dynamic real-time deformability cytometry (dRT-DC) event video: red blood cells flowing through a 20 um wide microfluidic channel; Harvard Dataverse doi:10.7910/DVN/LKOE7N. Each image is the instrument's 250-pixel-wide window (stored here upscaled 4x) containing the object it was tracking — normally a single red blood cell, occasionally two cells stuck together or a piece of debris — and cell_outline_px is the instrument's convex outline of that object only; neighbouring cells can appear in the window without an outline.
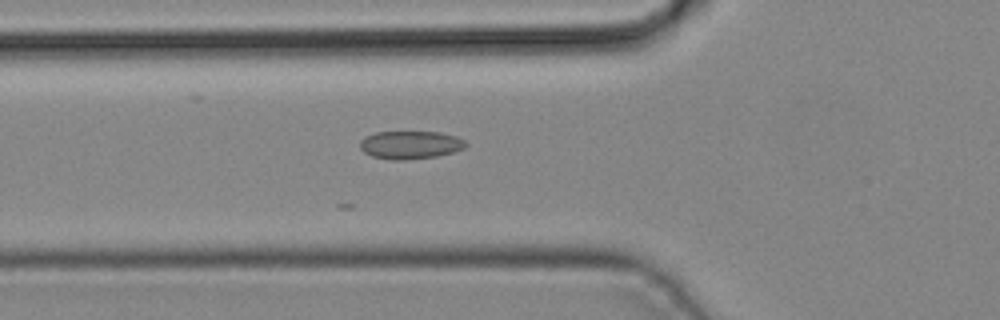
{"species": "common noctule bat (a hibernating species)", "species_latin": "Nyctalus noctula", "temperature_condition": "cold", "stored_images_in_passage": 15, "camera_frame_rate_fps": 3000, "um_per_image_px": 0.085, "animal": {"sex": "male", "body_mass_g": 19.2, "forearm_length_mm": 51.8}, "frame": {"image": 1, "passage_image": 4, "time_ms": 1.0, "image_size_px": [1000, 320], "cell_outline_px": [[468, 144], [464, 148], [452, 152], [436, 156], [404, 160], [392, 160], [372, 156], [364, 152], [360, 148], [360, 140], [364, 136], [376, 132], [440, 132], [456, 136], [464, 140]], "centroid_in_image_um": [34.86, 12.31], "position_along_channel_um": 90.9, "area_um2": 17.28}}
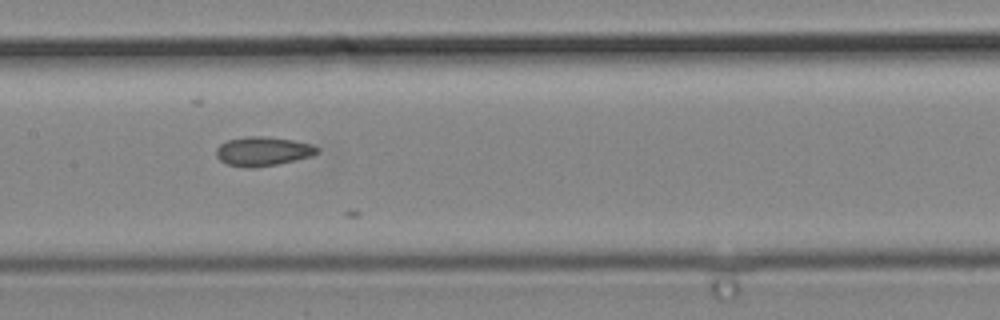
{"frame": {"image": 2, "passage_image": 10, "time_ms": 3.0, "image_size_px": [1000, 320], "cell_outline_px": [[320, 152], [312, 156], [276, 164], [252, 168], [244, 168], [228, 164], [220, 160], [216, 156], [216, 148], [220, 144], [228, 140], [248, 136], [264, 136], [292, 140], [312, 144], [320, 148]], "centroid_in_image_um": [22.35, 12.86], "position_along_channel_um": 185.0, "area_um2": 17.17}}
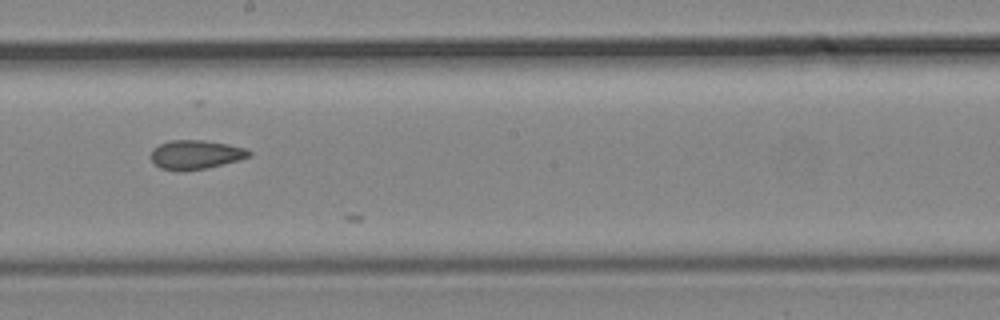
{"frame": {"image": 3, "passage_image": 13, "time_ms": 4.0, "image_size_px": [1000, 320], "cell_outline_px": [[252, 156], [240, 160], [208, 168], [180, 172], [160, 168], [152, 160], [152, 148], [160, 144], [172, 140], [204, 140], [228, 144], [244, 148], [252, 152]], "centroid_in_image_um": [16.66, 13.16], "position_along_channel_um": 231.5, "area_um2": 16.76}}